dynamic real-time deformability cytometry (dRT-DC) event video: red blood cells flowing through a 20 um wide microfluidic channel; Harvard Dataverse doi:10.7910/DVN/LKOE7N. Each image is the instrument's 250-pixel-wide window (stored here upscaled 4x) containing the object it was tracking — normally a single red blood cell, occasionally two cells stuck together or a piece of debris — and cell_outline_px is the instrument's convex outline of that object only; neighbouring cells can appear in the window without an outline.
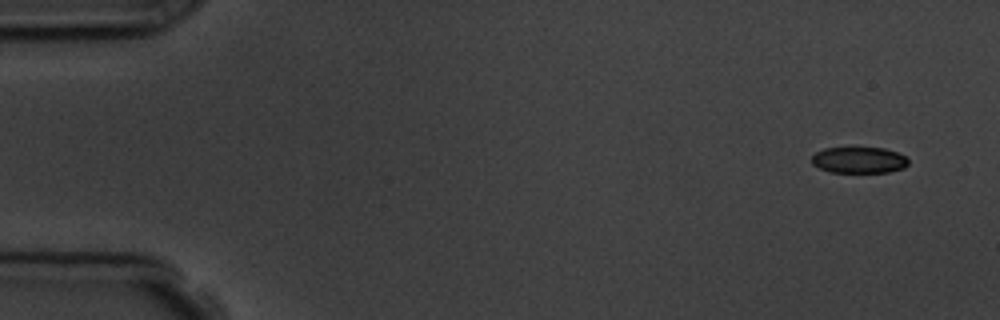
{"species": "common noctule bat (a hibernating species)", "species_latin": "Nyctalus noctula", "temperature_condition": "room temperature", "stored_images_in_passage": 5, "camera_frame_rate_fps": 3000, "um_per_image_px": 0.085, "animal": {"sex": "male", "body_mass_g": 19.5, "forearm_length_mm": 54.6}, "frame": {"image": 1, "passage_image": 1, "time_ms": 0.0, "image_size_px": [1000, 320], "cell_outline_px": [[908, 164], [904, 168], [888, 172], [832, 172], [820, 168], [812, 164], [812, 156], [816, 152], [824, 148], [884, 148], [896, 152], [904, 156], [908, 160]], "centroid_in_image_um": [73.01, 13.6], "position_along_channel_um": 12.0, "area_um2": 14.62}}
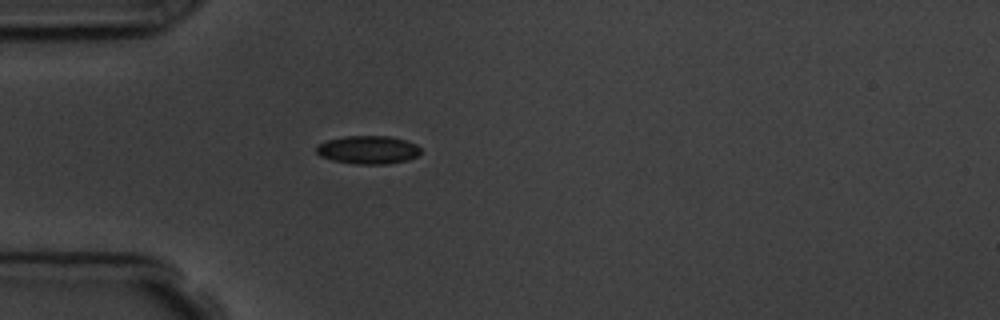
{"frame": {"image": 2, "passage_image": 5, "time_ms": 4.333, "image_size_px": [1000, 320], "cell_outline_px": [[420, 152], [416, 156], [408, 160], [388, 164], [356, 164], [332, 160], [320, 156], [316, 152], [316, 148], [320, 144], [328, 140], [344, 136], [388, 136], [404, 140], [416, 144], [420, 148]], "centroid_in_image_um": [31.28, 12.74], "position_along_channel_um": 53.7, "area_um2": 17.05}}